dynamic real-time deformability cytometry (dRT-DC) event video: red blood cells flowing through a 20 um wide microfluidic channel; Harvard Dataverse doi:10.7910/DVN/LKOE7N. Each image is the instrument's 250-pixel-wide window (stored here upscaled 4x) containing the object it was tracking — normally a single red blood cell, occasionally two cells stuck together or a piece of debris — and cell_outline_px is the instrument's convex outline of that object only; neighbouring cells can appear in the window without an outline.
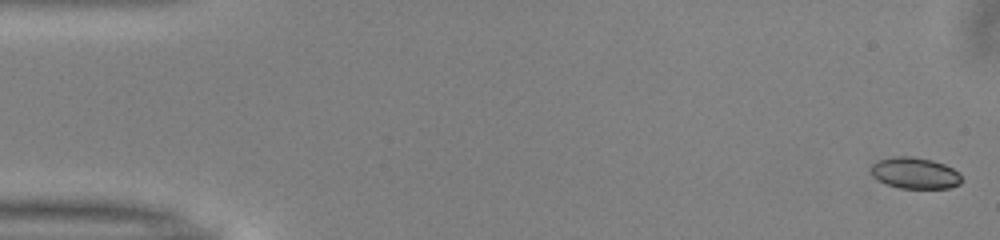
{"species": "common noctule bat (a hibernating species)", "species_latin": "Nyctalus noctula", "temperature_condition": "warm", "stored_images_in_passage": 51, "camera_frame_rate_fps": 3000, "um_per_image_px": 0.085, "animal": {"sex": "male", "body_mass_g": 13.0, "forearm_length_mm": 53.1}, "frame": {"image": 1, "passage_image": 1, "time_ms": 0.0, "image_size_px": [1000, 240], "cell_outline_px": [[960, 184], [948, 188], [900, 188], [888, 184], [872, 176], [872, 164], [880, 160], [896, 156], [912, 156], [932, 160], [944, 164], [960, 172]], "centroid_in_image_um": [77.79, 14.71], "position_along_channel_um": 7.2, "area_um2": 16.3}}
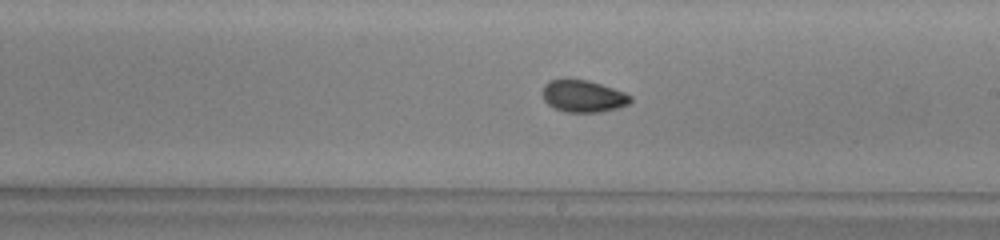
{"frame": {"image": 2, "passage_image": 29, "time_ms": 9.333, "image_size_px": [1000, 240], "cell_outline_px": [[632, 100], [628, 104], [616, 108], [600, 112], [564, 112], [548, 104], [544, 100], [544, 84], [552, 80], [588, 80], [624, 92], [632, 96]], "centroid_in_image_um": [49.6, 8.19], "position_along_channel_um": 239.4, "area_um2": 16.07}}
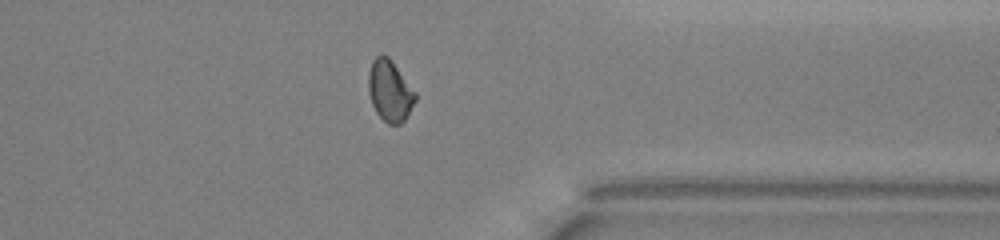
{"frame": {"image": 3, "passage_image": 40, "time_ms": 13.0, "image_size_px": [1000, 240], "cell_outline_px": [[416, 100], [404, 120], [400, 124], [388, 124], [376, 112], [372, 104], [368, 92], [368, 72], [372, 60], [376, 56], [388, 56], [416, 92]], "centroid_in_image_um": [33.12, 7.72], "position_along_channel_um": 378.3, "area_um2": 16.59}, "authors_computed_cell_mechanics": {"area_um2": 16.6464, "velocity_mm_per_s": 4.0199, "shape_relaxation_time_tau1_ms": 3.7149, "shape_relaxation_time_tau2_ms": 1.4081, "deformation_change_tau1": 0.098, "deformation_change_tau2": 0.0382}}